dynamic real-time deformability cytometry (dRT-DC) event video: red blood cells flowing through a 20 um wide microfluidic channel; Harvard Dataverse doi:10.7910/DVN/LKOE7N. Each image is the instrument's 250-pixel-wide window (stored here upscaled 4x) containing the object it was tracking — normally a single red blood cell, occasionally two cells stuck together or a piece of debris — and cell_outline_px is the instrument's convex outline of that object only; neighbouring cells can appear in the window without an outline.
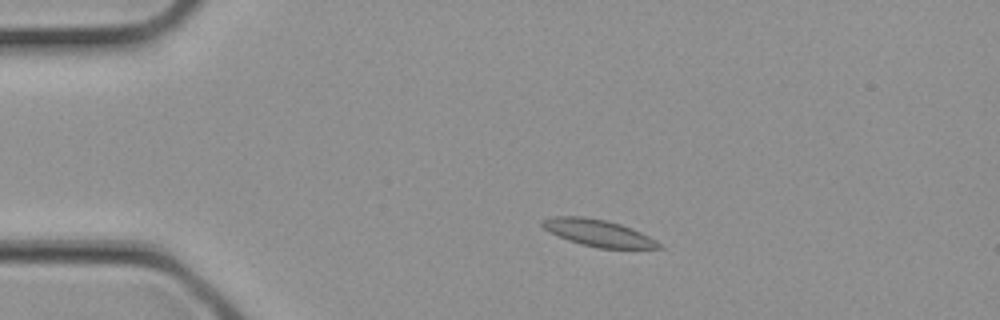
{"species": "common noctule bat (a hibernating species)", "species_latin": "Nyctalus noctula", "temperature_condition": "cold", "stored_images_in_passage": 2, "camera_frame_rate_fps": 3000, "um_per_image_px": 0.085, "animal": {"sex": "female", "body_mass_g": 21.9}, "frame": {"image": 1, "passage_image": 2, "time_ms": 0.333, "image_size_px": [1000, 320], "cell_outline_px": [[664, 248], [600, 248], [580, 244], [568, 240], [548, 232], [540, 224], [540, 220], [552, 216], [584, 216], [608, 220], [632, 228], [656, 240]], "centroid_in_image_um": [50.79, 19.78], "position_along_channel_um": 34.2, "area_um2": 18.32}}